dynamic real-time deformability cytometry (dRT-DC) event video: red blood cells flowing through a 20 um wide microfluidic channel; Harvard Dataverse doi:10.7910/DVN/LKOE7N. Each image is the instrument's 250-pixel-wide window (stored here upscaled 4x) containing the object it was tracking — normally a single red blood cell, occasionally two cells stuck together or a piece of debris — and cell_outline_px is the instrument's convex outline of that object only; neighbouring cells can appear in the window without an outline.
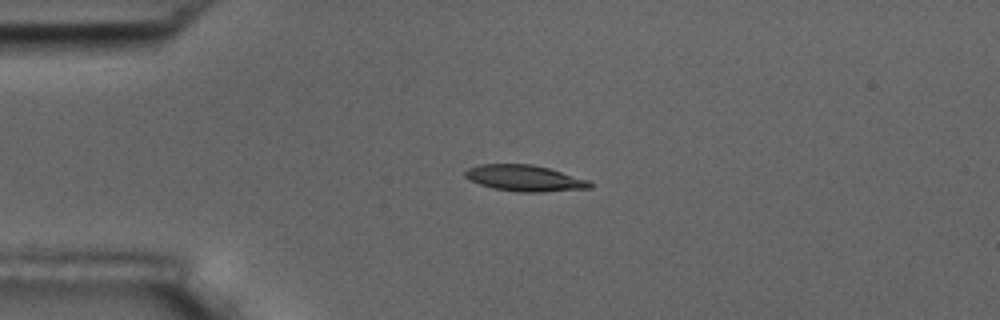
{"species": "common noctule bat (a hibernating species)", "species_latin": "Nyctalus noctula", "temperature_condition": "room temperature", "stored_images_in_passage": 2, "camera_frame_rate_fps": 3000, "um_per_image_px": 0.085, "animal": {"sex": "male", "body_mass_g": 17.5, "forearm_length_mm": 52.3}, "frame": {"image": 1, "passage_image": 1, "time_ms": 0.0, "image_size_px": [1000, 320], "cell_outline_px": [[592, 188], [540, 192], [520, 192], [492, 188], [468, 180], [464, 176], [464, 172], [468, 168], [480, 164], [532, 164], [548, 168], [588, 180], [592, 184]], "centroid_in_image_um": [44.56, 15.14], "position_along_channel_um": 40.4, "area_um2": 18.96}}